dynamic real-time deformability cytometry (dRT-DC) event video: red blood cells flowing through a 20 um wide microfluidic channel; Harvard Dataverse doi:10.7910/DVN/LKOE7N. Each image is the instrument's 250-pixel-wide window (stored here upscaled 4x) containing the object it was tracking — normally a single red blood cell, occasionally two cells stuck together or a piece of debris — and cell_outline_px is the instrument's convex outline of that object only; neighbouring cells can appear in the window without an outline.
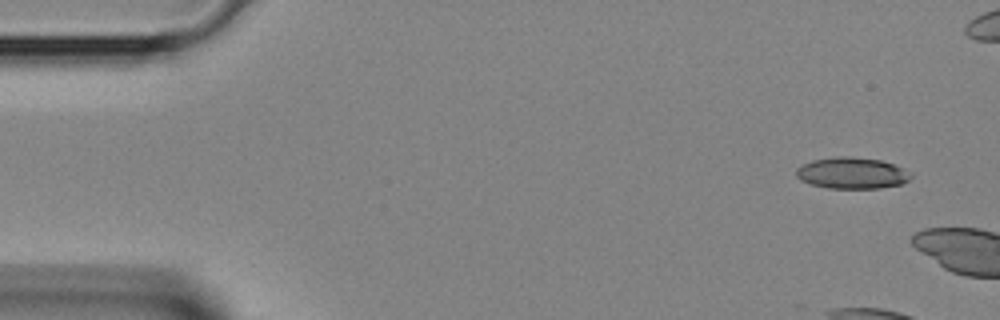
{"species": "Egyptian fruit bat (a non-hibernating species)", "species_latin": "Rousettus aegyptiacus", "temperature_condition": "room temperature", "stored_images_in_passage": 2, "segment_of_instrument_passage": [2, 2], "camera_frame_rate_fps": 3000, "um_per_image_px": 0.085, "animal": {"sex": "female"}, "frame": {"image": 1, "passage_image": 2, "time_ms": 0.333, "image_size_px": [1000, 320], "cell_outline_px": [[912, 176], [908, 180], [900, 184], [880, 188], [828, 188], [808, 184], [800, 180], [796, 176], [796, 168], [812, 160], [840, 156], [844, 156], [880, 160], [892, 164], [912, 172]], "centroid_in_image_um": [72.39, 14.72], "position_along_channel_um": 12.6, "area_um2": 20.87}}